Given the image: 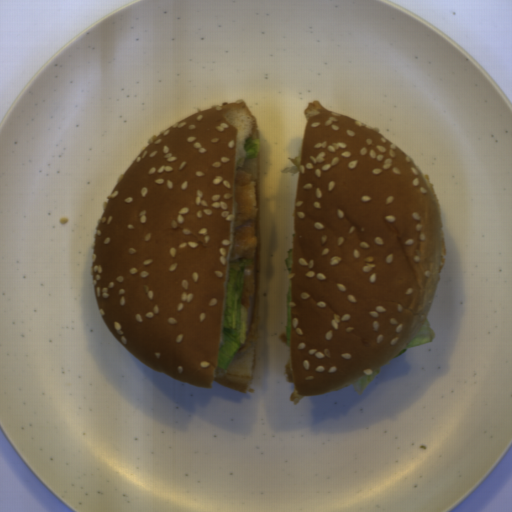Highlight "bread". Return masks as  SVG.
Segmentation results:
<instances>
[{"instance_id":"8d2b1439","label":"bread","mask_w":512,"mask_h":512,"mask_svg":"<svg viewBox=\"0 0 512 512\" xmlns=\"http://www.w3.org/2000/svg\"><path fill=\"white\" fill-rule=\"evenodd\" d=\"M290 283L292 405L357 384L419 334L447 250L429 175L371 127L309 101Z\"/></svg>"},{"instance_id":"cb027b5d","label":"bread","mask_w":512,"mask_h":512,"mask_svg":"<svg viewBox=\"0 0 512 512\" xmlns=\"http://www.w3.org/2000/svg\"><path fill=\"white\" fill-rule=\"evenodd\" d=\"M259 124L241 97L196 111L157 135L101 202L91 274L110 333L155 372L237 392L252 386L257 342L218 365L238 204V170Z\"/></svg>"}]
</instances>
